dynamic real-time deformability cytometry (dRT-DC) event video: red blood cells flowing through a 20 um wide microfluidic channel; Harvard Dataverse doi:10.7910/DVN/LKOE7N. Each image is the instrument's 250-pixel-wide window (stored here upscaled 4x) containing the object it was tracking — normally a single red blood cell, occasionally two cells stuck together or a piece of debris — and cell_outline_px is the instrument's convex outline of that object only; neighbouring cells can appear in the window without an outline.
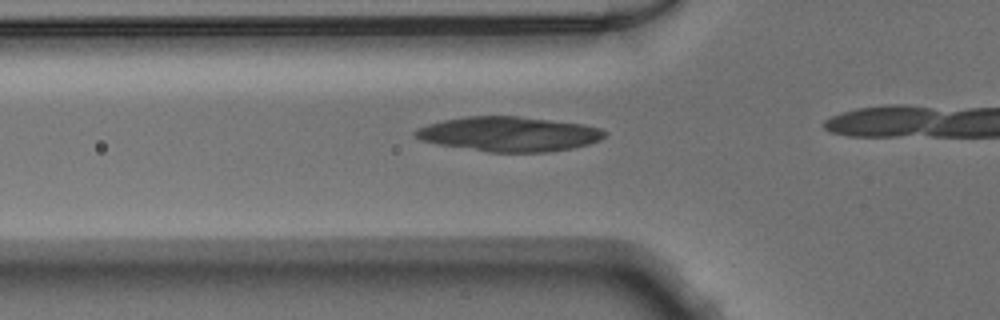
{"species": "Egyptian fruit bat (a non-hibernating species)", "species_latin": "Rousettus aegyptiacus", "temperature_condition": "warm", "stored_images_in_passage": 12, "camera_frame_rate_fps": 3000, "um_per_image_px": 0.085, "animal": {"sex": "male"}, "frame": {"image": 1, "passage_image": 10, "time_ms": 3.0, "image_size_px": [1000, 320], "cell_outline_px": [[608, 132], [600, 140], [588, 144], [572, 148], [544, 152], [488, 152], [440, 144], [420, 140], [412, 132], [416, 128], [428, 124], [444, 120], [468, 116], [516, 116], [584, 124], [600, 128]], "centroid_in_image_um": [43.27, 11.39], "position_along_channel_um": 82.5, "area_um2": 38.09}}